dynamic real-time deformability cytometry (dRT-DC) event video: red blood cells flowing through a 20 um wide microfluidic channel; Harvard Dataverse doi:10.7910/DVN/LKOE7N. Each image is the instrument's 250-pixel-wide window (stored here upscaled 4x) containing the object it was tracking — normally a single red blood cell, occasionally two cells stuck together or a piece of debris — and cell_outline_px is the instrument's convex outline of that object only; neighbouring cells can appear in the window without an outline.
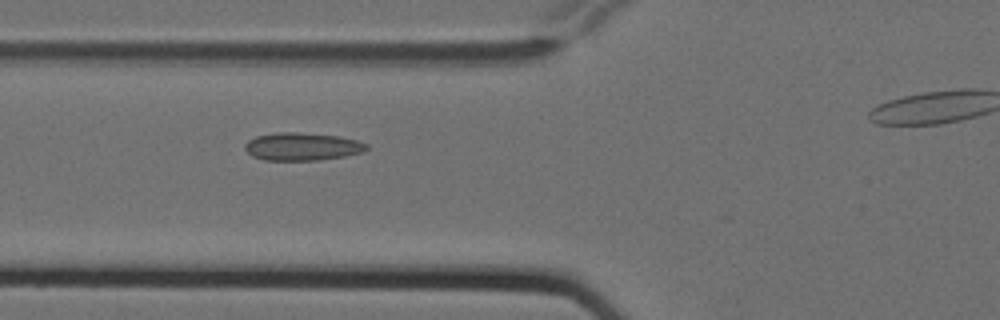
{"species": "Egyptian fruit bat (a non-hibernating species)", "species_latin": "Rousettus aegyptiacus", "temperature_condition": "cold", "stored_images_in_passage": 4, "camera_frame_rate_fps": 3000, "um_per_image_px": 0.085, "animal": {"sex": "female"}, "frame": {"image": 1, "passage_image": 2, "time_ms": 0.333, "image_size_px": [1000, 320], "cell_outline_px": [[368, 148], [364, 152], [344, 156], [316, 160], [264, 160], [252, 156], [244, 148], [244, 144], [248, 140], [256, 136], [276, 132], [300, 132], [340, 136], [356, 140], [368, 144]], "centroid_in_image_um": [25.68, 12.45], "position_along_channel_um": 100.1, "area_um2": 19.83}}
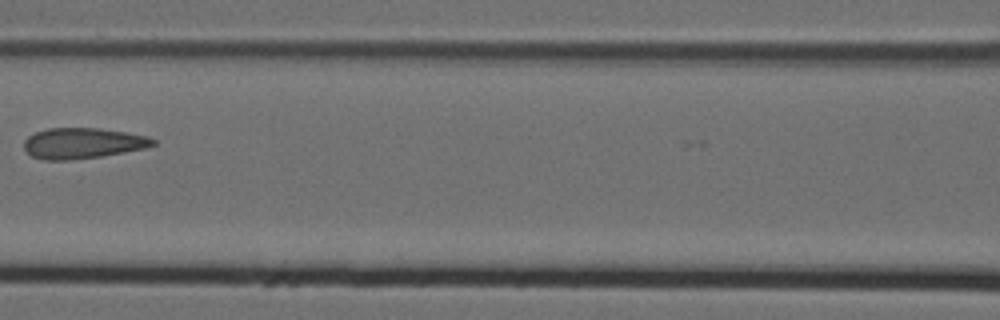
{"frame": {"image": 2, "passage_image": 4, "time_ms": 1.0, "image_size_px": [1000, 320], "cell_outline_px": [[156, 144], [144, 148], [124, 152], [100, 156], [72, 160], [44, 160], [32, 156], [24, 148], [24, 140], [28, 136], [36, 132], [48, 128], [100, 128], [148, 136], [156, 140]], "centroid_in_image_um": [7.02, 12.17], "position_along_channel_um": 159.6, "area_um2": 23.0}}